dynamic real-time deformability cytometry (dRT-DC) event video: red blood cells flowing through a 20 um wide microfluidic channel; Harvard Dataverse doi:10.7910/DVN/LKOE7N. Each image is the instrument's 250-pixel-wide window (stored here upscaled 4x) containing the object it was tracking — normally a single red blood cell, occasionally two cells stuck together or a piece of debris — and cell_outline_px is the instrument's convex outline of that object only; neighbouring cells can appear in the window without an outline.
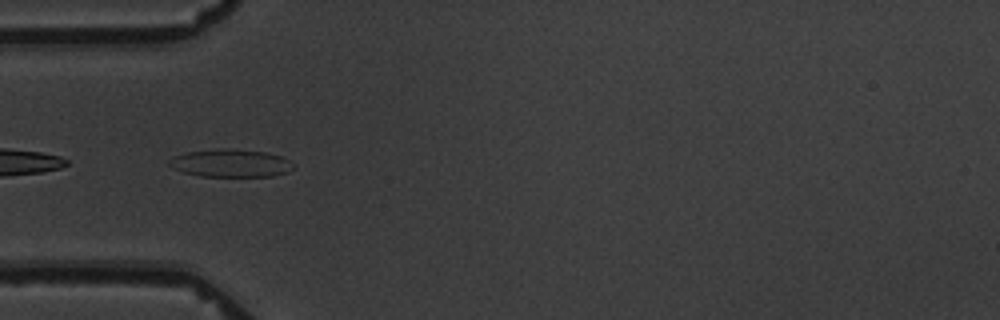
{"species": "common noctule bat (a hibernating species)", "species_latin": "Nyctalus noctula", "temperature_condition": "warm", "stored_images_in_passage": 4, "camera_frame_rate_fps": 3000, "um_per_image_px": 0.085, "animal": {"sex": "male", "body_mass_g": 19.5, "forearm_length_mm": 54.6}, "frame": {"image": 1, "passage_image": 1, "time_ms": 0.0, "image_size_px": [1000, 320], "cell_outline_px": [[296, 168], [288, 172], [272, 176], [200, 176], [184, 172], [172, 168], [168, 164], [168, 160], [172, 156], [188, 152], [220, 148], [264, 152], [280, 156], [296, 164]], "centroid_in_image_um": [19.62, 13.87], "position_along_channel_um": 65.4, "area_um2": 20.11}}
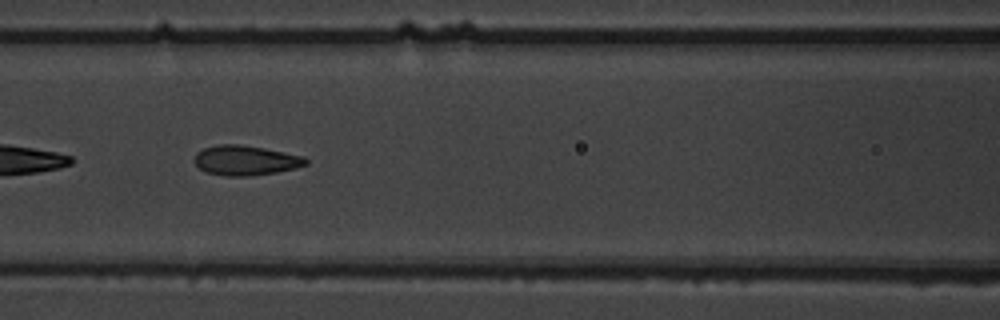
{"frame": {"image": 2, "passage_image": 3, "time_ms": 2.333, "image_size_px": [1000, 320], "cell_outline_px": [[308, 164], [296, 168], [276, 172], [248, 176], [224, 176], [208, 172], [200, 168], [192, 160], [196, 152], [204, 148], [220, 144], [240, 144], [264, 148], [304, 156], [308, 160]], "centroid_in_image_um": [20.87, 13.62], "position_along_channel_um": 145.7, "area_um2": 19.42}}